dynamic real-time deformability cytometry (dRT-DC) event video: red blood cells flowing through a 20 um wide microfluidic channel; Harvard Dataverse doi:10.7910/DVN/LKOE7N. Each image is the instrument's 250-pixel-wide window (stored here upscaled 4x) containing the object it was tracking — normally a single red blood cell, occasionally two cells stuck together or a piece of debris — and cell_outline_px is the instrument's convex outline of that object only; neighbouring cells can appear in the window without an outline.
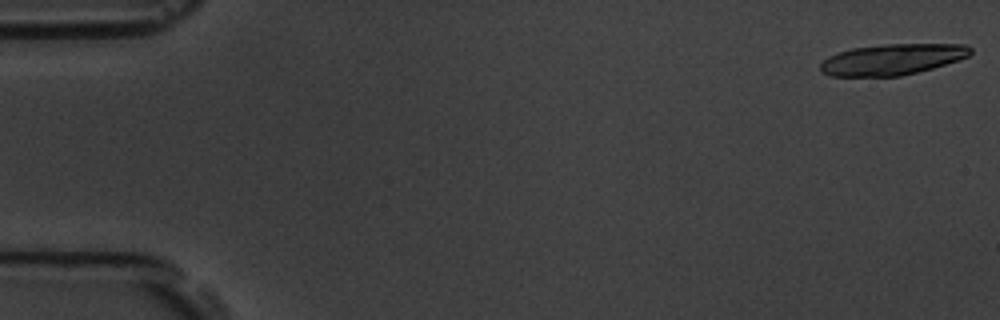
{"species": "common noctule bat (a hibernating species)", "species_latin": "Nyctalus noctula", "temperature_condition": "room temperature", "stored_images_in_passage": 20, "camera_frame_rate_fps": 3000, "um_per_image_px": 0.085, "animal": {"sex": "male", "body_mass_g": 19.5, "forearm_length_mm": 54.6}, "frame": {"image": 1, "passage_image": 1, "time_ms": 0.0, "image_size_px": [1000, 320], "cell_outline_px": [[972, 52], [968, 56], [932, 68], [900, 76], [832, 76], [820, 72], [820, 64], [828, 56], [852, 48], [888, 44], [968, 44], [972, 48]], "centroid_in_image_um": [75.83, 5.05], "position_along_channel_um": 9.2, "area_um2": 26.88}}